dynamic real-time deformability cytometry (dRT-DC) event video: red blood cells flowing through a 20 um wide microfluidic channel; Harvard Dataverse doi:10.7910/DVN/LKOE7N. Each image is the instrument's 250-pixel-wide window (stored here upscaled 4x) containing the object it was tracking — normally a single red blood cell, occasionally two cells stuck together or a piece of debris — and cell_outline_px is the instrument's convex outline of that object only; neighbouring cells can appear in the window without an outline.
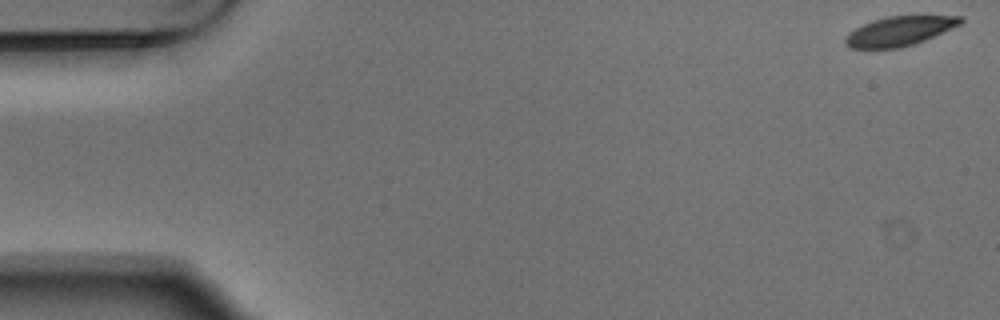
{"species": "Egyptian fruit bat (a non-hibernating species)", "species_latin": "Rousettus aegyptiacus", "temperature_condition": "warm", "stored_images_in_passage": 5, "camera_frame_rate_fps": 3000, "um_per_image_px": 0.085, "animal": {"sex": "male"}, "frame": {"image": 1, "passage_image": 1, "time_ms": 0.0, "image_size_px": [1000, 320], "cell_outline_px": [[964, 20], [960, 24], [924, 40], [900, 48], [848, 48], [844, 44], [844, 36], [848, 32], [872, 20], [888, 16], [920, 12], [964, 16]], "centroid_in_image_um": [76.51, 2.57], "position_along_channel_um": 8.5, "area_um2": 20.69}}
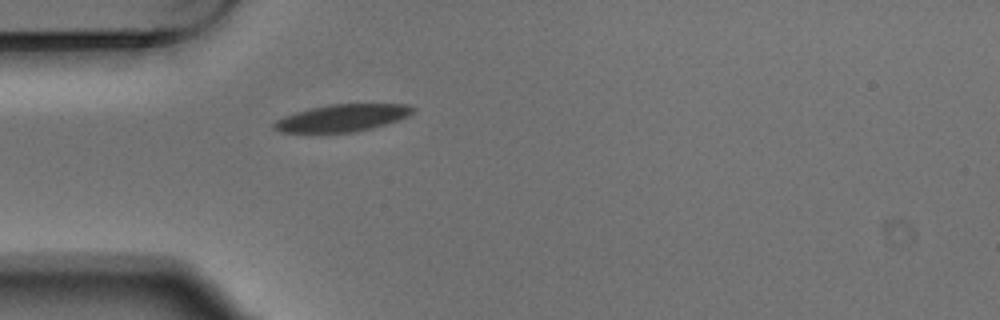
{"frame": {"image": 2, "passage_image": 5, "time_ms": 1.333, "image_size_px": [1000, 320], "cell_outline_px": [[416, 108], [408, 116], [372, 128], [352, 132], [280, 132], [272, 128], [272, 124], [276, 120], [284, 116], [308, 108], [328, 104], [408, 104]], "centroid_in_image_um": [29.05, 10.01], "position_along_channel_um": 55.9, "area_um2": 21.85}}